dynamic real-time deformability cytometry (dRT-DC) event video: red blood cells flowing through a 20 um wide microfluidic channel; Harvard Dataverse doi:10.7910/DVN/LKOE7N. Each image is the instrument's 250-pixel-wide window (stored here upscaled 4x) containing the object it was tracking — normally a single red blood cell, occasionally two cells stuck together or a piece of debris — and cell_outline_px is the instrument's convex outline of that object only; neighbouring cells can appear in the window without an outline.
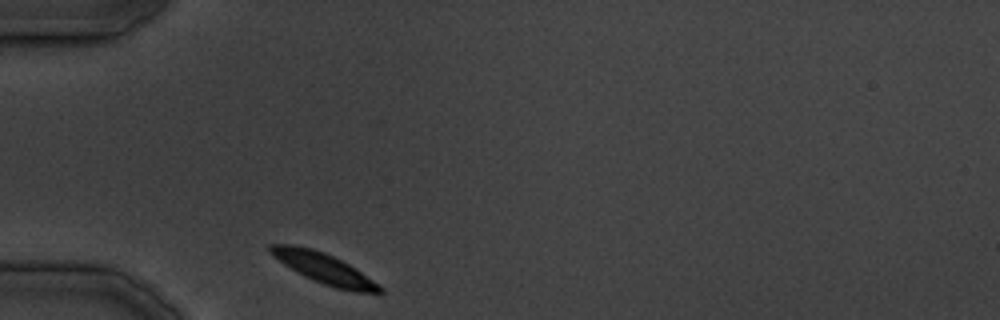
{"species": "common noctule bat (a hibernating species)", "species_latin": "Nyctalus noctula", "temperature_condition": "cold", "stored_images_in_passage": 4, "camera_frame_rate_fps": 3000, "um_per_image_px": 0.085, "animal": {"sex": "male", "body_mass_g": 19.5, "forearm_length_mm": 54.6}, "frame": {"image": 1, "passage_image": 1, "time_ms": 0.0, "image_size_px": [1000, 320], "cell_outline_px": [[384, 292], [380, 296], [356, 292], [336, 288], [324, 284], [304, 276], [296, 272], [272, 256], [268, 252], [268, 244], [292, 244], [312, 248], [324, 252], [348, 264], [384, 288]], "centroid_in_image_um": [27.55, 22.83], "position_along_channel_um": 57.4, "area_um2": 19.54}}